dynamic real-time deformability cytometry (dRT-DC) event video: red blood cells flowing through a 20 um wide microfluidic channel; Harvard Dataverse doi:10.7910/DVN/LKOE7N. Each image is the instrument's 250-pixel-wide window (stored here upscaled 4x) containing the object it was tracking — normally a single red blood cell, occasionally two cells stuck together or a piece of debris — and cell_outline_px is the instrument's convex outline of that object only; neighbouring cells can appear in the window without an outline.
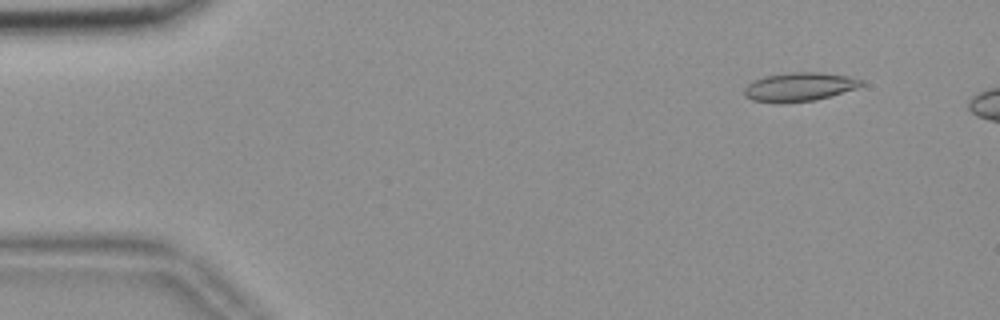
{"species": "common noctule bat (a hibernating species)", "species_latin": "Nyctalus noctula", "temperature_condition": "room temperature", "stored_images_in_passage": 12, "camera_frame_rate_fps": 3000, "um_per_image_px": 0.085, "animal": {"sex": "female", "body_mass_g": 18.4}, "frame": {"image": 1, "passage_image": 6, "time_ms": 1.667, "image_size_px": [1000, 320], "cell_outline_px": [[864, 84], [856, 88], [816, 100], [780, 104], [752, 100], [744, 96], [744, 88], [752, 80], [764, 76], [788, 72], [820, 72], [848, 76], [864, 80]], "centroid_in_image_um": [67.9, 7.39], "position_along_channel_um": 17.1, "area_um2": 19.88}}